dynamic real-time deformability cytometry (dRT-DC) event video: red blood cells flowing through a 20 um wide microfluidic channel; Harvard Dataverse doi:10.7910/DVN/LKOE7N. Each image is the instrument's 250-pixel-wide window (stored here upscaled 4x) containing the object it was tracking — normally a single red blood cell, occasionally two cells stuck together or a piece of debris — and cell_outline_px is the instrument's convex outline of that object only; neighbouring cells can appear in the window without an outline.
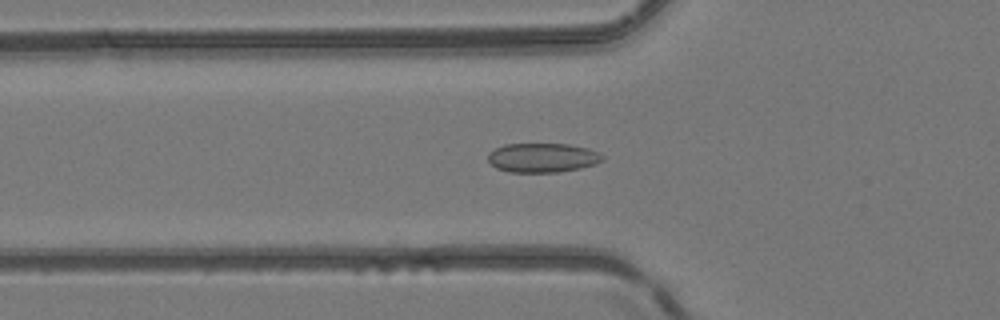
{"species": "common noctule bat (a hibernating species)", "species_latin": "Nyctalus noctula", "temperature_condition": "room temperature", "stored_images_in_passage": 44, "camera_frame_rate_fps": 3000, "um_per_image_px": 0.085, "animal": {"sex": "female", "body_mass_g": 24.6, "forearm_length_mm": 56.2}, "frame": {"image": 1, "passage_image": 12, "time_ms": 3.667, "image_size_px": [1000, 320], "cell_outline_px": [[604, 160], [596, 164], [580, 168], [560, 172], [508, 172], [496, 168], [488, 160], [488, 152], [504, 144], [568, 144], [588, 148], [604, 156]], "centroid_in_image_um": [46.11, 13.41], "position_along_channel_um": 79.7, "area_um2": 19.59}}
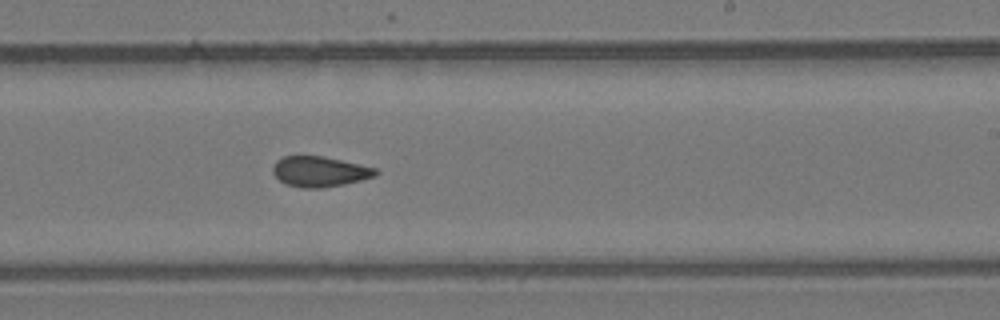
{"frame": {"image": 2, "passage_image": 25, "time_ms": 8.0, "image_size_px": [1000, 320], "cell_outline_px": [[380, 172], [376, 176], [344, 184], [324, 188], [300, 188], [284, 184], [272, 172], [272, 164], [276, 160], [284, 156], [324, 156], [376, 168]], "centroid_in_image_um": [27.15, 14.59], "position_along_channel_um": 261.9, "area_um2": 18.38}}
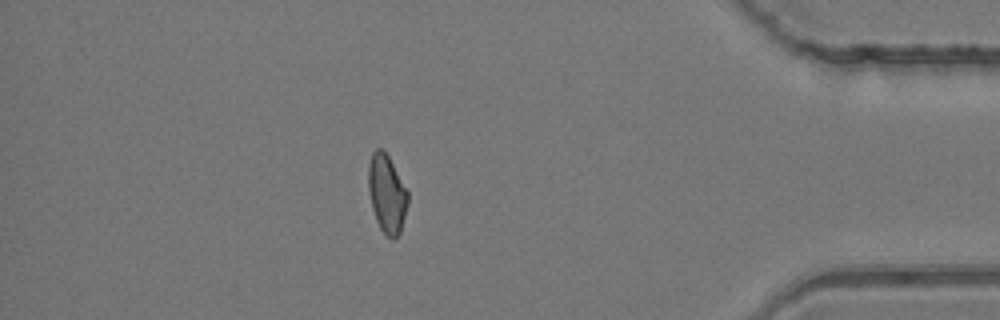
{"frame": {"image": 3, "passage_image": 38, "time_ms": 12.333, "image_size_px": [1000, 320], "cell_outline_px": [[408, 204], [400, 232], [392, 240], [380, 228], [376, 220], [372, 208], [368, 188], [368, 164], [372, 152], [376, 148], [384, 148], [408, 192]], "centroid_in_image_um": [32.87, 16.43], "position_along_channel_um": 402.3, "area_um2": 17.98}, "authors_computed_cell_mechanics": {"area_um2": 18.496, "velocity_mm_per_s": 4.191, "shape_relaxation_time_tau1_ms": null, "shape_relaxation_time_tau2_ms": 2.3721, "deformation_change_tau1": null, "deformation_change_tau2": 0.0734}}